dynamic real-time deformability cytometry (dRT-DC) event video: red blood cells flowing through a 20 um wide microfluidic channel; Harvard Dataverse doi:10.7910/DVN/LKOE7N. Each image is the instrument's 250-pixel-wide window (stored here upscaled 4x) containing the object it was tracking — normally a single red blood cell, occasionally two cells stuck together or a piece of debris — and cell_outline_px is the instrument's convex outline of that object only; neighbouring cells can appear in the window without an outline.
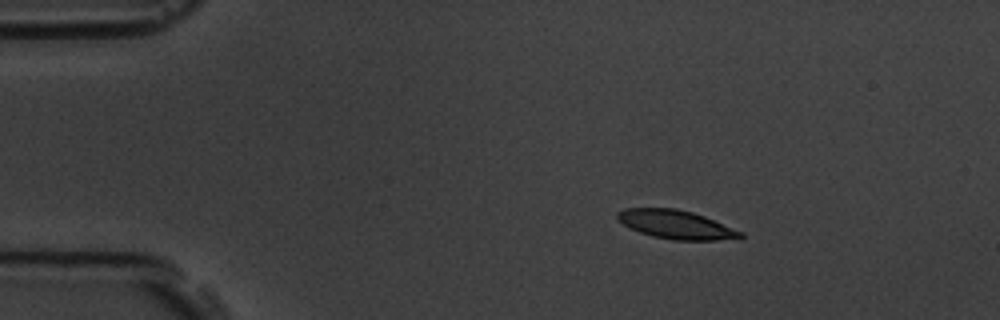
{"species": "common noctule bat (a hibernating species)", "species_latin": "Nyctalus noctula", "temperature_condition": "room temperature", "stored_images_in_passage": 3, "camera_frame_rate_fps": 3000, "um_per_image_px": 0.085, "animal": {"sex": "male", "body_mass_g": 19.5, "forearm_length_mm": 54.6}, "frame": {"image": 1, "passage_image": 2, "time_ms": 1.0, "image_size_px": [1000, 320], "cell_outline_px": [[744, 236], [740, 240], [672, 240], [652, 236], [640, 232], [624, 224], [616, 216], [616, 212], [624, 208], [676, 208], [692, 212], [704, 216], [744, 232]], "centroid_in_image_um": [57.53, 19.1], "position_along_channel_um": 27.5, "area_um2": 20.69}}